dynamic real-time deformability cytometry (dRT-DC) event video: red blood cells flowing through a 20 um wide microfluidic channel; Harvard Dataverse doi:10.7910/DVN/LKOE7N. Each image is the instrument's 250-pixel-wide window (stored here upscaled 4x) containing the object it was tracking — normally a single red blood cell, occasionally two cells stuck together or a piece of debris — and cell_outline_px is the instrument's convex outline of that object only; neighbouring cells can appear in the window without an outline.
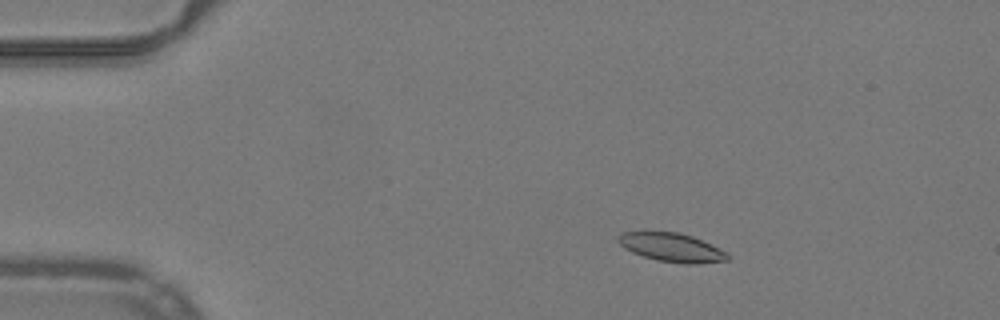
{"species": "common noctule bat (a hibernating species)", "species_latin": "Nyctalus noctula", "temperature_condition": "warm", "stored_images_in_passage": 52, "camera_frame_rate_fps": 3000, "um_per_image_px": 0.085, "animal": {"sex": "male", "body_mass_g": 19.2, "forearm_length_mm": 51.8}, "frame": {"image": 1, "passage_image": 9, "time_ms": 2.667, "image_size_px": [1000, 320], "cell_outline_px": [[732, 256], [728, 260], [696, 264], [684, 264], [656, 260], [632, 252], [624, 248], [616, 240], [616, 236], [624, 232], [644, 228], [680, 232], [692, 236], [728, 252]], "centroid_in_image_um": [57.03, 20.98], "position_along_channel_um": 28.0, "area_um2": 19.19}}
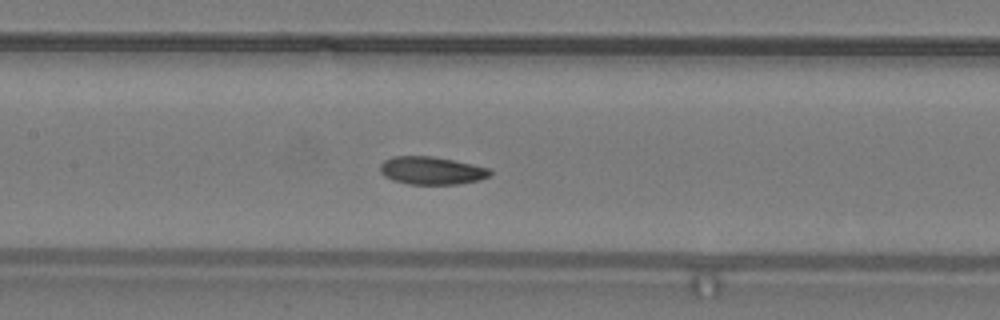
{"frame": {"image": 2, "passage_image": 25, "time_ms": 8.0, "image_size_px": [1000, 320], "cell_outline_px": [[492, 176], [480, 180], [456, 184], [408, 184], [392, 180], [384, 176], [380, 172], [380, 164], [384, 160], [392, 156], [432, 156], [472, 164], [488, 168], [492, 172]], "centroid_in_image_um": [36.67, 14.5], "position_along_channel_um": 170.7, "area_um2": 17.92}}
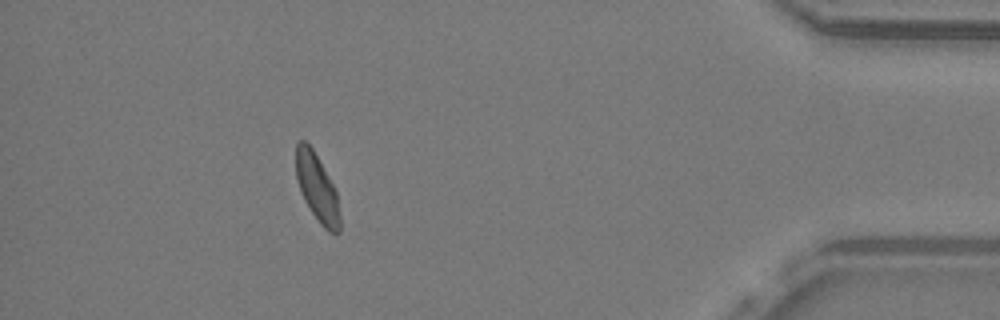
{"frame": {"image": 3, "passage_image": 47, "time_ms": 15.333, "image_size_px": [1000, 320], "cell_outline_px": [[340, 232], [328, 232], [320, 224], [304, 200], [300, 192], [296, 180], [296, 144], [300, 140], [304, 140], [312, 148], [332, 184], [336, 192], [340, 216]], "centroid_in_image_um": [26.93, 15.98], "position_along_channel_um": 408.3, "area_um2": 17.05}, "authors_computed_cell_mechanics": {"area_um2": 18.1492, "velocity_mm_per_s": 3.9692, "shape_relaxation_time_tau1_ms": 5.5743, "shape_relaxation_time_tau2_ms": 3.7287, "deformation_change_tau1": 0.1374, "deformation_change_tau2": 0.1039}}